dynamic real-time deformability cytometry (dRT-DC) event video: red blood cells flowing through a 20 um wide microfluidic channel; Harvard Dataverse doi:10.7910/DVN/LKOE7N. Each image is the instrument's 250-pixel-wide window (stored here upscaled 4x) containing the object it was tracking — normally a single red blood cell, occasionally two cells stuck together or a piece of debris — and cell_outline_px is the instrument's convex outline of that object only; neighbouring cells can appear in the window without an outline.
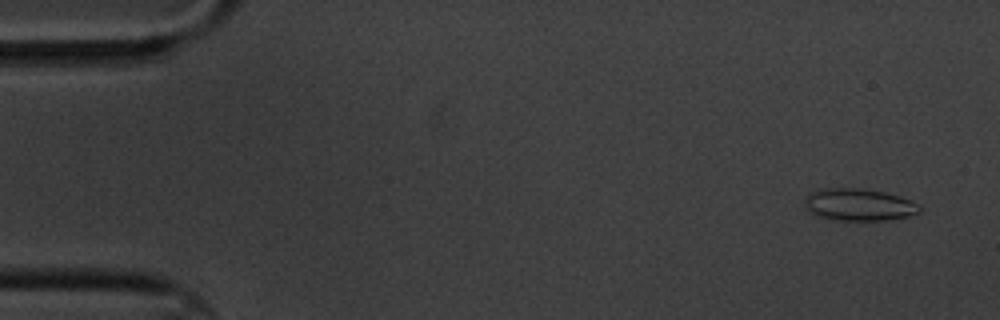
{"species": "common noctule bat (a hibernating species)", "species_latin": "Nyctalus noctula", "temperature_condition": "cold", "stored_images_in_passage": 6, "camera_frame_rate_fps": 3000, "um_per_image_px": 0.085, "animal": {"sex": "male", "body_mass_g": 20.1, "forearm_length_mm": 53.5}, "frame": {"image": 1, "passage_image": 1, "time_ms": 0.0, "image_size_px": [1000, 320], "cell_outline_px": [[920, 212], [908, 216], [888, 220], [840, 220], [816, 216], [808, 212], [804, 208], [804, 200], [812, 192], [820, 188], [860, 188], [884, 192], [900, 196], [920, 204]], "centroid_in_image_um": [72.99, 17.4], "position_along_channel_um": 12.0, "area_um2": 21.68}}
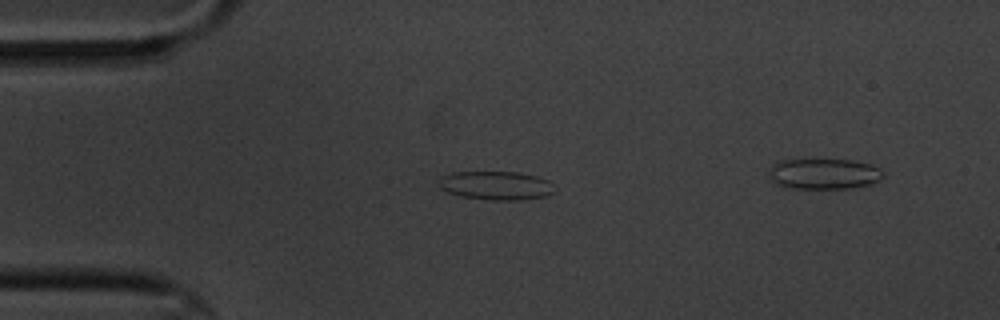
{"frame": {"image": 2, "passage_image": 4, "time_ms": 3.667, "image_size_px": [1000, 320], "cell_outline_px": [[556, 192], [548, 196], [520, 200], [488, 200], [460, 196], [448, 192], [440, 188], [440, 176], [452, 172], [516, 172], [536, 176], [548, 180], [556, 188]], "centroid_in_image_um": [42.2, 15.78], "position_along_channel_um": 42.8, "area_um2": 19.54}}
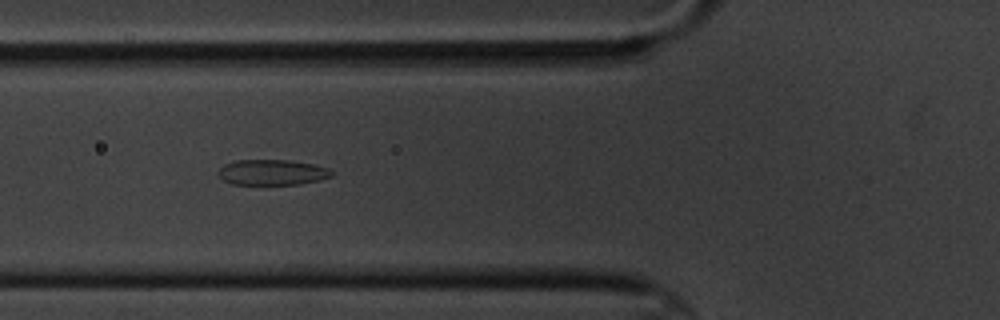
{"frame": {"image": 3, "passage_image": 6, "time_ms": 6.0, "image_size_px": [1000, 320], "cell_outline_px": [[332, 176], [320, 180], [300, 184], [232, 184], [224, 180], [216, 172], [224, 164], [236, 160], [288, 160], [316, 164], [328, 168], [332, 172]], "centroid_in_image_um": [23.14, 14.64], "position_along_channel_um": 102.7, "area_um2": 16.88}}